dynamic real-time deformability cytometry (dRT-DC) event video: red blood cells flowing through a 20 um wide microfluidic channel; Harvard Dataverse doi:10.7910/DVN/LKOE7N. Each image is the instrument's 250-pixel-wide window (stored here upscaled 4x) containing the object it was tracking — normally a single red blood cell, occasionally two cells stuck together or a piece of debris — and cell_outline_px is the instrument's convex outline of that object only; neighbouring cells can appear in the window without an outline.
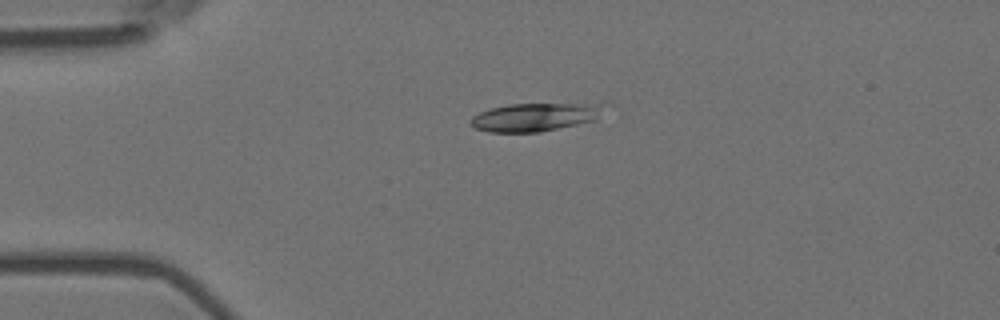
{"species": "Egyptian fruit bat (a non-hibernating species)", "species_latin": "Rousettus aegyptiacus", "temperature_condition": "room temperature", "stored_images_in_passage": 4, "camera_frame_rate_fps": 3000, "um_per_image_px": 0.085, "animal": {"sex": "female"}, "frame": {"image": 1, "passage_image": 2, "time_ms": 0.333, "image_size_px": [1000, 320], "cell_outline_px": [[612, 104], [596, 120], [540, 132], [488, 132], [476, 128], [472, 124], [472, 116], [480, 112], [492, 108], [508, 104], [600, 100], [608, 100]], "centroid_in_image_um": [45.79, 9.86], "position_along_channel_um": 39.2, "area_um2": 23.52}}